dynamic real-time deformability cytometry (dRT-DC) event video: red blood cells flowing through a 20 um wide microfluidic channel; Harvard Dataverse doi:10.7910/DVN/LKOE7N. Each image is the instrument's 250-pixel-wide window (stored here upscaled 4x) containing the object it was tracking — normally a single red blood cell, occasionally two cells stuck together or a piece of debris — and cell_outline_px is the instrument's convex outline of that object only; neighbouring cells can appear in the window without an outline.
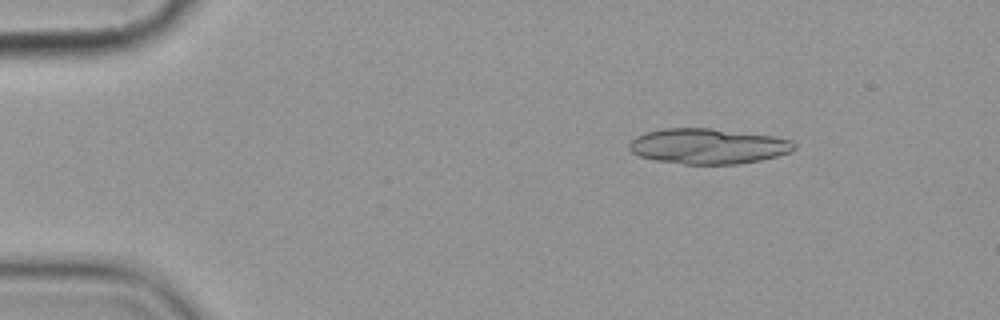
{"species": "common noctule bat (a hibernating species)", "species_latin": "Nyctalus noctula", "temperature_condition": "cold", "stored_images_in_passage": 6, "camera_frame_rate_fps": 3000, "um_per_image_px": 0.085, "animal": {"sex": "female", "body_mass_g": 19.9}, "frame": {"image": 1, "passage_image": 2, "time_ms": 1.333, "image_size_px": [1000, 320], "cell_outline_px": [[796, 148], [792, 152], [760, 160], [740, 164], [684, 164], [656, 160], [640, 156], [632, 152], [628, 148], [628, 144], [636, 136], [644, 132], [664, 128], [712, 128], [776, 136], [792, 140], [796, 144]], "centroid_in_image_um": [60.21, 12.42], "position_along_channel_um": 24.8, "area_um2": 34.33}}